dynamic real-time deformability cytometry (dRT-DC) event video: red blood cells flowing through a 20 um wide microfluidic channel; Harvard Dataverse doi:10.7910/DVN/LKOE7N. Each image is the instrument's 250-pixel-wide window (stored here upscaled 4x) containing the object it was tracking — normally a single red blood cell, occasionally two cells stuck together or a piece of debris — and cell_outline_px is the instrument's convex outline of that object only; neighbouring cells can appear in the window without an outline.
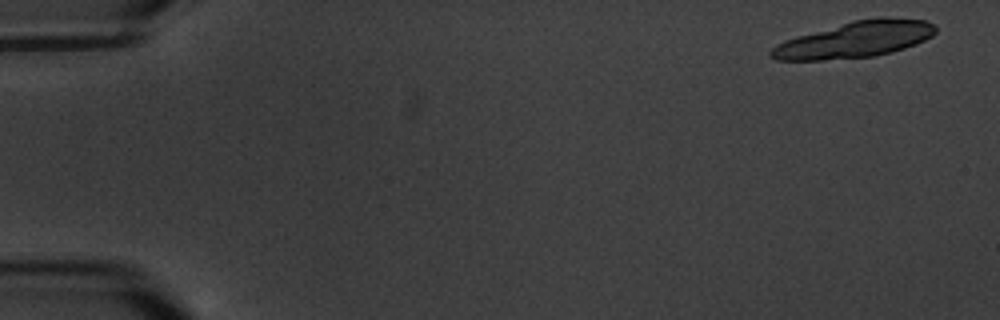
{"species": "common noctule bat (a hibernating species)", "species_latin": "Nyctalus noctula", "temperature_condition": "warm", "stored_images_in_passage": 7, "camera_frame_rate_fps": 3000, "um_per_image_px": 0.085, "animal": {"sex": "male", "body_mass_g": 20.1, "forearm_length_mm": 53.5}, "frame": {"image": 1, "passage_image": 1, "time_ms": 0.0, "image_size_px": [1000, 320], "cell_outline_px": [[936, 32], [932, 36], [916, 44], [892, 52], [876, 56], [824, 60], [776, 60], [768, 56], [768, 52], [776, 44], [784, 40], [796, 36], [852, 20], [924, 20], [936, 24]], "centroid_in_image_um": [72.59, 3.41], "position_along_channel_um": 12.4, "area_um2": 33.99}}
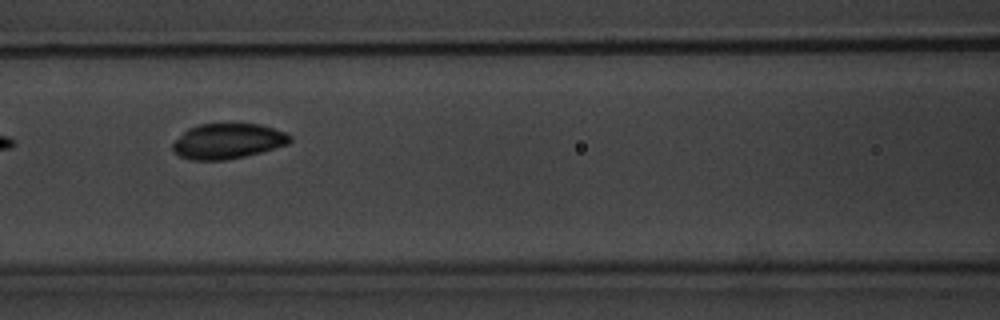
{"frame": {"image": 2, "passage_image": 7, "time_ms": 8.333, "image_size_px": [1000, 320], "cell_outline_px": [[292, 140], [288, 144], [260, 152], [244, 156], [224, 160], [192, 160], [180, 156], [172, 152], [172, 144], [188, 128], [200, 124], [260, 124], [284, 132], [292, 136]], "centroid_in_image_um": [19.34, 12.0], "position_along_channel_um": 147.3, "area_um2": 23.93}}